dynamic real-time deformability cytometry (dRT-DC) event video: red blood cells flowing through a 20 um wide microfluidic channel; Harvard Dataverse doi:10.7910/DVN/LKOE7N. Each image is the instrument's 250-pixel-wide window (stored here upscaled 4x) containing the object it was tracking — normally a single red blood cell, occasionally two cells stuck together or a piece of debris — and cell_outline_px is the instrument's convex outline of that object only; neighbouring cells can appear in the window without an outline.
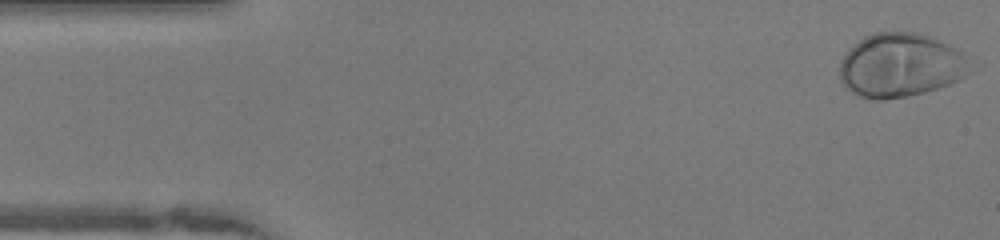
{"species": "human", "species_latin": "Homo sapiens", "temperature_condition": "warm", "stored_images_in_passage": 48, "camera_frame_rate_fps": 3000, "um_per_image_px": 0.085, "donor": {"sex": "female"}, "frame": {"image": 1, "passage_image": 1, "time_ms": 0.0, "image_size_px": [1000, 240], "cell_outline_px": [[964, 76], [948, 84], [924, 92], [908, 96], [880, 100], [876, 100], [860, 96], [852, 92], [840, 80], [840, 64], [844, 56], [864, 36], [872, 32], [920, 32], [948, 44], [964, 52]], "centroid_in_image_um": [76.48, 5.54], "position_along_channel_um": 8.5, "area_um2": 47.63}}
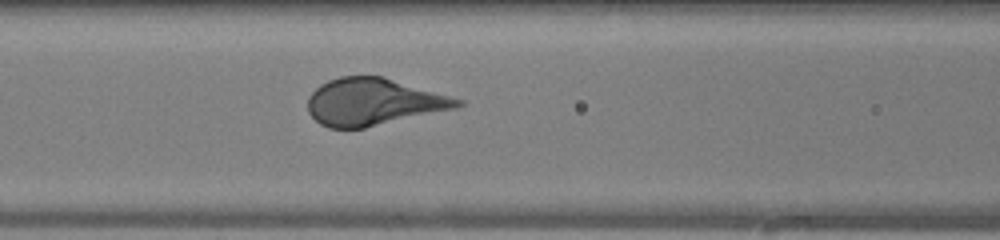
{"frame": {"image": 2, "passage_image": 19, "time_ms": 6.0, "image_size_px": [1000, 240], "cell_outline_px": [[464, 104], [456, 108], [364, 128], [328, 128], [320, 124], [308, 112], [308, 96], [320, 84], [328, 80], [340, 76], [384, 76], [464, 100]], "centroid_in_image_um": [31.73, 8.65], "position_along_channel_um": 134.9, "area_um2": 41.04}}
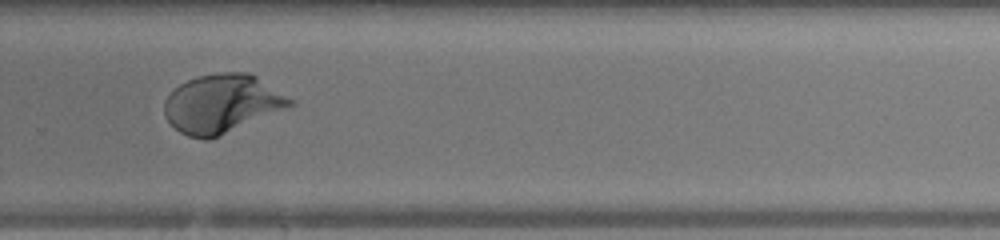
{"frame": {"image": 3, "passage_image": 32, "time_ms": 10.333, "image_size_px": [1000, 240], "cell_outline_px": [[296, 104], [208, 140], [204, 140], [188, 136], [180, 132], [164, 116], [164, 100], [180, 84], [188, 80], [200, 76], [220, 72], [248, 72], [256, 76], [296, 100]], "centroid_in_image_um": [18.88, 8.8], "position_along_channel_um": 310.9, "area_um2": 42.54}, "authors_computed_cell_mechanics": {"area_um2": 42.9743, "velocity_mm_per_s": 4.0694, "shape_relaxation_time_tau1_ms": 2.3287, "shape_relaxation_time_tau2_ms": null, "deformation_change_tau1": 0.1979, "deformation_change_tau2": null}}